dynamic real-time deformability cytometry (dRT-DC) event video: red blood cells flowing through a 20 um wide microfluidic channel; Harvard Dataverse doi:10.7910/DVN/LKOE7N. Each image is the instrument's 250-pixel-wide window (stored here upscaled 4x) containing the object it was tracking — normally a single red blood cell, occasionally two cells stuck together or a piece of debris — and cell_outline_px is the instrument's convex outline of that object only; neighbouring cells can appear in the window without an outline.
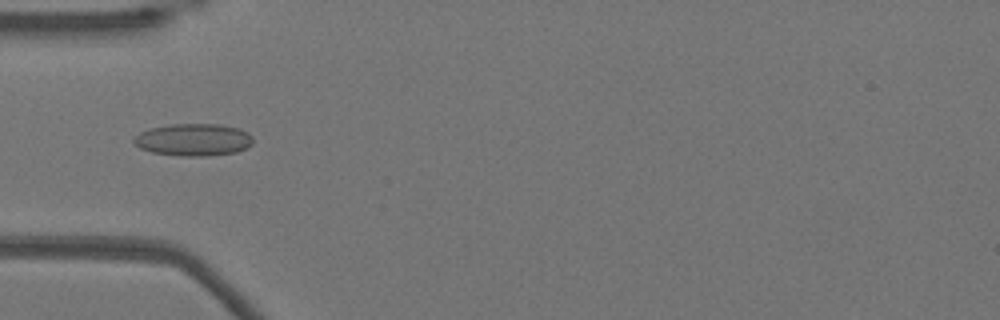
{"species": "Egyptian fruit bat (a non-hibernating species)", "species_latin": "Rousettus aegyptiacus", "temperature_condition": "warm", "stored_images_in_passage": 35, "camera_frame_rate_fps": 3000, "um_per_image_px": 0.085, "animal": {"sex": "female"}, "frame": {"image": 1, "passage_image": 5, "time_ms": 1.333, "image_size_px": [1000, 320], "cell_outline_px": [[252, 144], [248, 148], [236, 152], [208, 156], [180, 156], [152, 152], [140, 148], [132, 140], [140, 132], [152, 128], [172, 124], [220, 124], [240, 128], [248, 132], [252, 136]], "centroid_in_image_um": [16.49, 11.88], "position_along_channel_um": 68.5, "area_um2": 22.48}}
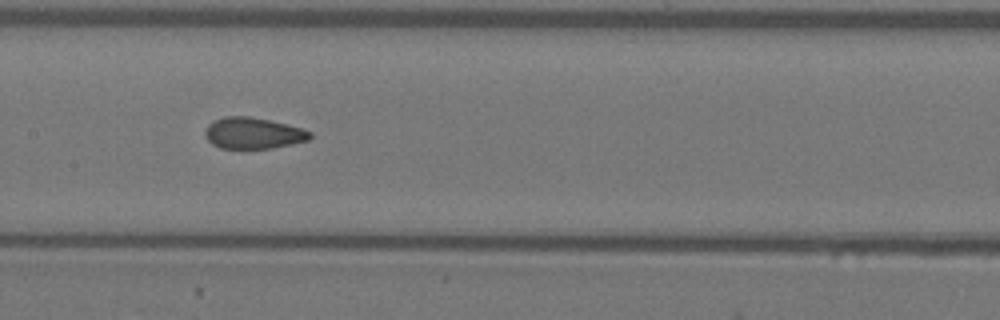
{"frame": {"image": 2, "passage_image": 14, "time_ms": 4.333, "image_size_px": [1000, 320], "cell_outline_px": [[312, 136], [308, 140], [272, 148], [220, 148], [212, 144], [204, 136], [204, 132], [208, 124], [212, 120], [224, 116], [248, 116], [268, 120], [300, 128], [312, 132]], "centroid_in_image_um": [21.46, 11.31], "position_along_channel_um": 185.9, "area_um2": 19.02}}
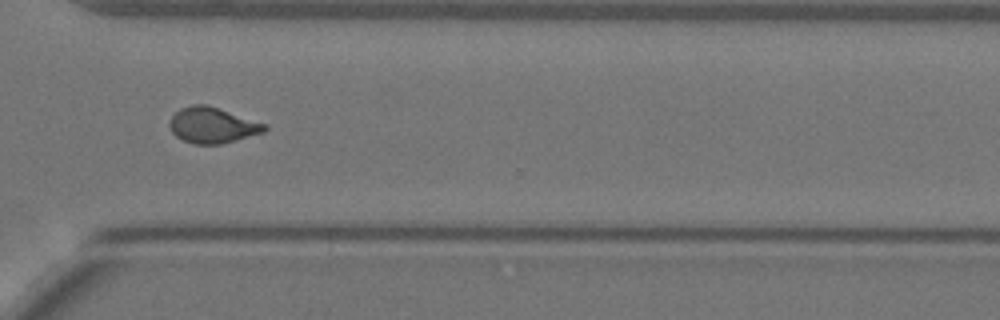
{"frame": {"image": 3, "passage_image": 27, "time_ms": 8.667, "image_size_px": [1000, 320], "cell_outline_px": [[268, 128], [264, 132], [236, 140], [220, 144], [192, 144], [176, 136], [172, 132], [168, 124], [168, 120], [180, 108], [192, 104], [204, 104], [268, 124]], "centroid_in_image_um": [18.04, 10.65], "position_along_channel_um": 352.6, "area_um2": 19.77}, "authors_computed_cell_mechanics": {"area_um2": 19.652, "velocity_mm_per_s": 3.8616, "shape_relaxation_time_tau1_ms": null, "shape_relaxation_time_tau2_ms": 1.0292, "deformation_change_tau1": null, "deformation_change_tau2": 0.0707}}